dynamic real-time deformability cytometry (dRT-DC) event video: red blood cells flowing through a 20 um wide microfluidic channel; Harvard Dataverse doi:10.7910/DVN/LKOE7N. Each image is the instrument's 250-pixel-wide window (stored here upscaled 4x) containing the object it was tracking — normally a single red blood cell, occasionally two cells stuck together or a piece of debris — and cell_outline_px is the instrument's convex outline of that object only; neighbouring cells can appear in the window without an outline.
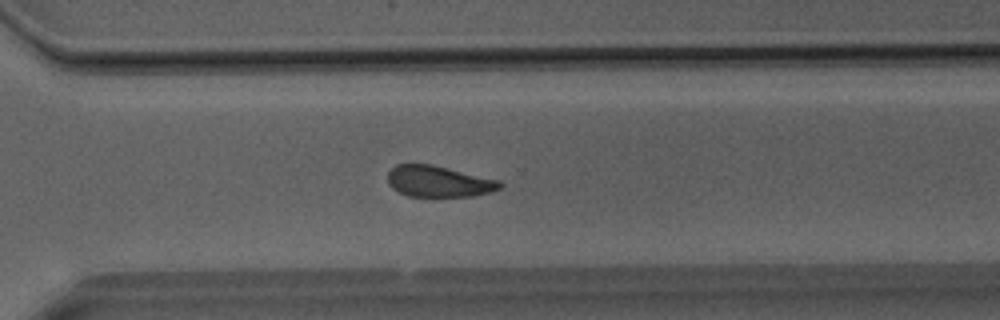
{"species": "Egyptian fruit bat (a non-hibernating species)", "species_latin": "Rousettus aegyptiacus", "temperature_condition": "room temperature", "stored_images_in_passage": 38, "camera_frame_rate_fps": 3000, "um_per_image_px": 0.085, "animal": {"sex": "male"}, "frame": {"image": 1, "passage_image": 27, "time_ms": 8.667, "image_size_px": [1000, 320], "cell_outline_px": [[504, 184], [500, 188], [492, 192], [472, 196], [408, 196], [392, 188], [388, 184], [388, 172], [396, 164], [432, 164], [500, 180]], "centroid_in_image_um": [37.3, 15.41], "position_along_channel_um": 333.3, "area_um2": 20.46}}
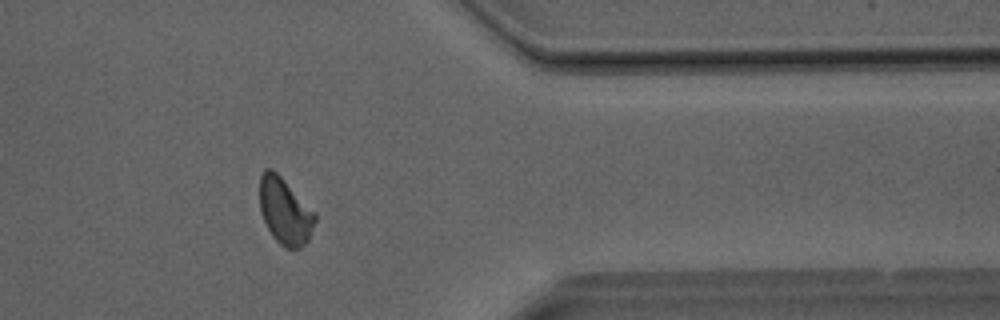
{"frame": {"image": 2, "passage_image": 31, "time_ms": 10.0, "image_size_px": [1000, 320], "cell_outline_px": [[316, 220], [308, 240], [300, 248], [284, 248], [272, 236], [260, 212], [260, 176], [264, 168], [272, 168], [316, 212]], "centroid_in_image_um": [24.22, 17.94], "position_along_channel_um": 387.2, "area_um2": 21.39}}
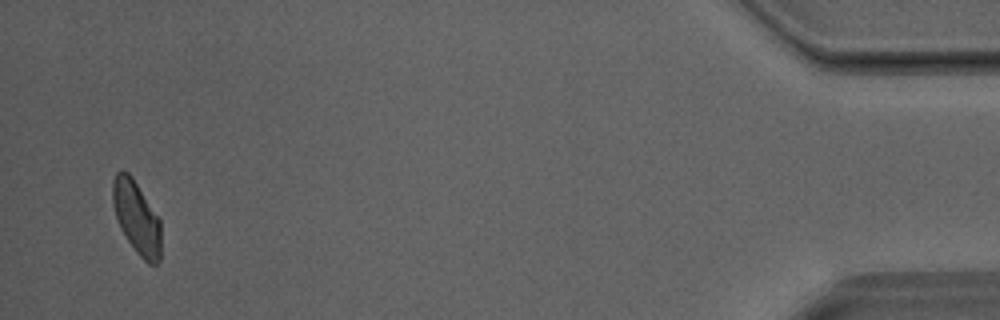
{"frame": {"image": 3, "passage_image": 37, "time_ms": 12.0, "image_size_px": [1000, 320], "cell_outline_px": [[160, 260], [156, 264], [148, 264], [136, 252], [120, 228], [112, 204], [112, 180], [116, 172], [128, 172], [132, 176], [160, 220]], "centroid_in_image_um": [11.6, 18.48], "position_along_channel_um": 423.6, "area_um2": 20.35}}